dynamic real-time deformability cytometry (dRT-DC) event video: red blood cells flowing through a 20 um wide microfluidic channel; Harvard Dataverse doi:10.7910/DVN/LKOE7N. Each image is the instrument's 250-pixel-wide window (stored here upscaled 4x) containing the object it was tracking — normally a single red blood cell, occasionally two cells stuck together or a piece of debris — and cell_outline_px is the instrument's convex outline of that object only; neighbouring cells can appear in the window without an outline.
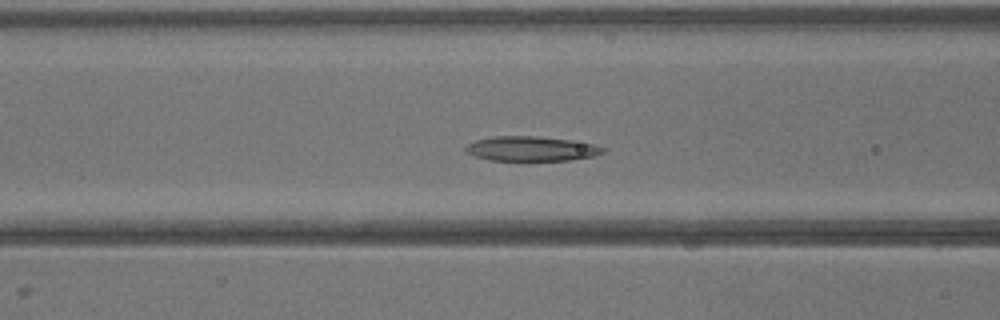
{"species": "common noctule bat (a hibernating species)", "species_latin": "Nyctalus noctula", "temperature_condition": "warm", "stored_images_in_passage": 40, "camera_frame_rate_fps": 3000, "um_per_image_px": 0.085, "animal": {"sex": "male", "body_mass_g": 13.3}, "frame": {"image": 1, "passage_image": 16, "time_ms": 5.0, "image_size_px": [1000, 320], "cell_outline_px": [[604, 152], [592, 156], [572, 160], [488, 160], [464, 152], [464, 148], [468, 144], [476, 140], [492, 136], [536, 136], [572, 140], [592, 144], [604, 148]], "centroid_in_image_um": [45.11, 12.63], "position_along_channel_um": 121.5, "area_um2": 19.65}}
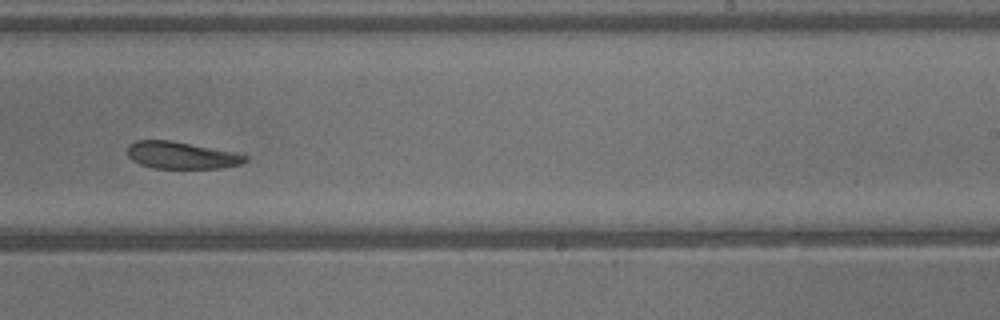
{"frame": {"image": 2, "passage_image": 25, "time_ms": 8.0, "image_size_px": [1000, 320], "cell_outline_px": [[248, 160], [240, 164], [224, 168], [152, 168], [140, 164], [132, 160], [128, 156], [128, 144], [136, 140], [172, 140], [232, 152], [248, 156]], "centroid_in_image_um": [15.39, 13.2], "position_along_channel_um": 273.6, "area_um2": 18.55}}
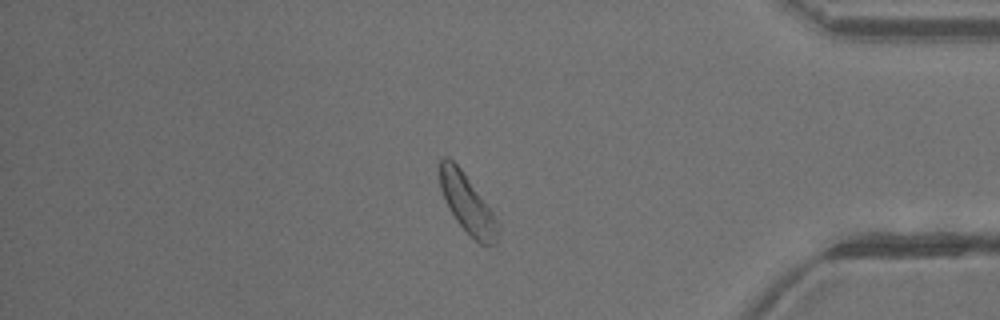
{"frame": {"image": 3, "passage_image": 34, "time_ms": 11.0, "image_size_px": [1000, 320], "cell_outline_px": [[496, 244], [480, 244], [456, 220], [440, 188], [440, 156], [448, 156], [464, 172], [492, 212], [496, 220]], "centroid_in_image_um": [39.68, 17.25], "position_along_channel_um": 395.5, "area_um2": 18.96}}